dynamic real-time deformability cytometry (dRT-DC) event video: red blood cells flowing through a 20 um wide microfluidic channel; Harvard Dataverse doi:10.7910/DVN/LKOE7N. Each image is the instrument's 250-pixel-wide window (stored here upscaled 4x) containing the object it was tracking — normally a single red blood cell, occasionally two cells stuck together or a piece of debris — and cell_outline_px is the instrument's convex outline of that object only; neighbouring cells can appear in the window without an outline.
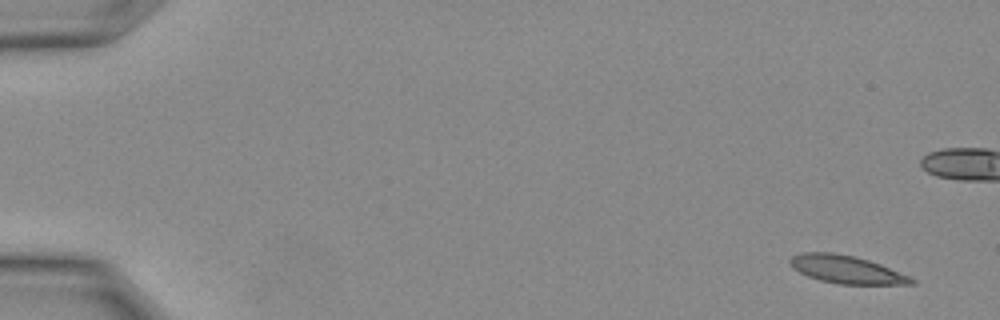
{"species": "Egyptian fruit bat (a non-hibernating species)", "species_latin": "Rousettus aegyptiacus", "temperature_condition": "warm", "stored_images_in_passage": 13, "camera_frame_rate_fps": 3000, "um_per_image_px": 0.085, "animal": {"sex": "female"}, "frame": {"image": 1, "passage_image": 1, "time_ms": 0.0, "image_size_px": [1000, 320], "cell_outline_px": [[916, 284], [840, 284], [820, 280], [808, 276], [792, 268], [792, 256], [804, 252], [832, 252], [852, 256], [868, 260], [880, 264], [908, 276], [916, 280]], "centroid_in_image_um": [71.96, 22.91], "position_along_channel_um": 13.0, "area_um2": 19.31}}